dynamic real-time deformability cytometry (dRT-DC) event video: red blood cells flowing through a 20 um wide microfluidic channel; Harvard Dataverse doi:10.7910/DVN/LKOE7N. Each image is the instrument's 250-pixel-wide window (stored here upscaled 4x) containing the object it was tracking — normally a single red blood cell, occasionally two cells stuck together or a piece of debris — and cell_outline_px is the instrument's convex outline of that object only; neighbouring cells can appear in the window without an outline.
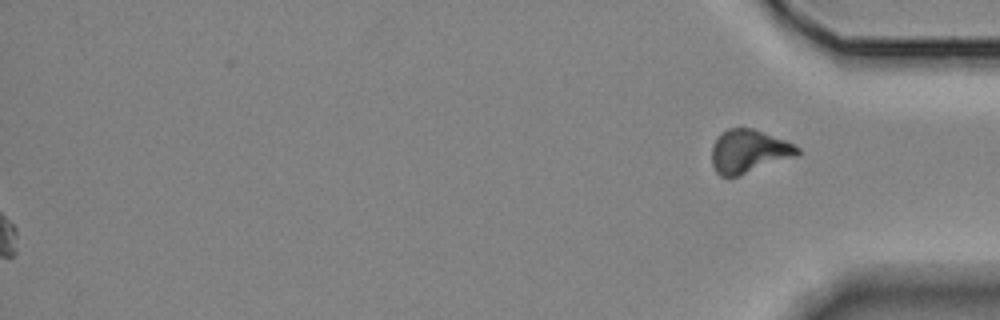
{"species": "Egyptian fruit bat (a non-hibernating species)", "species_latin": "Rousettus aegyptiacus", "temperature_condition": "room temperature", "stored_images_in_passage": 16, "segment_of_instrument_passage": [2, 2], "camera_frame_rate_fps": 3000, "um_per_image_px": 0.085, "animal": {"sex": "female"}, "frame": {"image": 1, "passage_image": 16, "time_ms": 18.0, "image_size_px": [1000, 320], "cell_outline_px": [[800, 152], [796, 156], [740, 176], [720, 176], [716, 172], [712, 164], [712, 148], [716, 136], [728, 128], [752, 128], [784, 140], [800, 148]], "centroid_in_image_um": [63.62, 12.87], "position_along_channel_um": 371.6, "area_um2": 21.56}}